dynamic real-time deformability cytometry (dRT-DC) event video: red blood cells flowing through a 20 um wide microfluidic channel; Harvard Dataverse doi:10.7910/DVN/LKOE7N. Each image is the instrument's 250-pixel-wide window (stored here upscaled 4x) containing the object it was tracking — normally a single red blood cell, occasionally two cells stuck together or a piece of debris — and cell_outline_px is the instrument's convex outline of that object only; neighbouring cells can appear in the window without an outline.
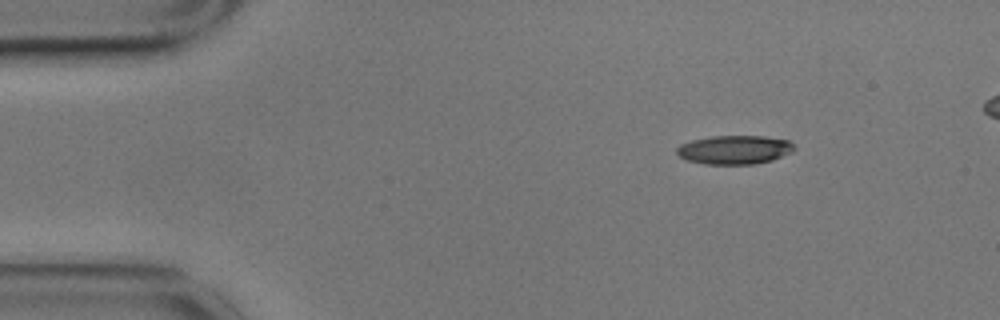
{"species": "common noctule bat (a hibernating species)", "species_latin": "Nyctalus noctula", "temperature_condition": "cold", "stored_images_in_passage": 49, "camera_frame_rate_fps": 3000, "um_per_image_px": 0.085, "animal": {"sex": "male", "body_mass_g": 17.9}, "frame": {"image": 1, "passage_image": 1, "time_ms": 0.0, "image_size_px": [1000, 320], "cell_outline_px": [[796, 148], [792, 152], [772, 160], [756, 164], [704, 164], [688, 160], [680, 156], [676, 152], [676, 148], [680, 144], [692, 140], [712, 136], [764, 136], [788, 140]], "centroid_in_image_um": [62.44, 12.73], "position_along_channel_um": 22.6, "area_um2": 19.71}}
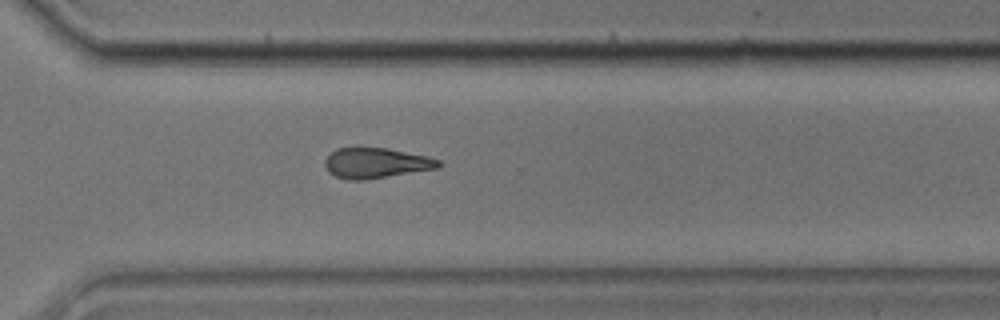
{"frame": {"image": 2, "passage_image": 34, "time_ms": 11.0, "image_size_px": [1000, 320], "cell_outline_px": [[440, 164], [436, 168], [364, 180], [348, 180], [336, 176], [328, 172], [324, 164], [324, 160], [336, 148], [356, 144], [360, 144], [388, 148], [428, 156], [440, 160]], "centroid_in_image_um": [31.88, 13.8], "position_along_channel_um": 338.7, "area_um2": 20.69}}
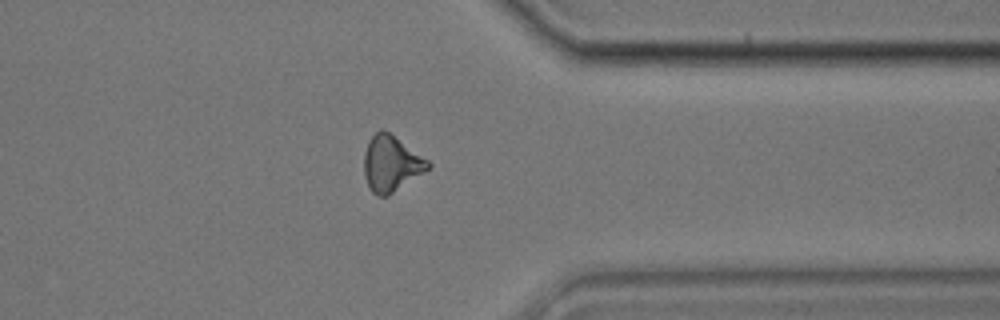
{"frame": {"image": 3, "passage_image": 38, "time_ms": 12.333, "image_size_px": [1000, 320], "cell_outline_px": [[432, 168], [388, 196], [376, 196], [368, 188], [364, 176], [364, 152], [368, 140], [380, 128], [384, 128], [428, 160], [432, 164]], "centroid_in_image_um": [33.25, 13.91], "position_along_channel_um": 378.2, "area_um2": 21.21}, "authors_computed_cell_mechanics": {"area_um2": 20.8658, "velocity_mm_per_s": 3.5051, "shape_relaxation_time_tau1_ms": 3.7512, "shape_relaxation_time_tau2_ms": null, "deformation_change_tau1": 0.1346, "deformation_change_tau2": null}}